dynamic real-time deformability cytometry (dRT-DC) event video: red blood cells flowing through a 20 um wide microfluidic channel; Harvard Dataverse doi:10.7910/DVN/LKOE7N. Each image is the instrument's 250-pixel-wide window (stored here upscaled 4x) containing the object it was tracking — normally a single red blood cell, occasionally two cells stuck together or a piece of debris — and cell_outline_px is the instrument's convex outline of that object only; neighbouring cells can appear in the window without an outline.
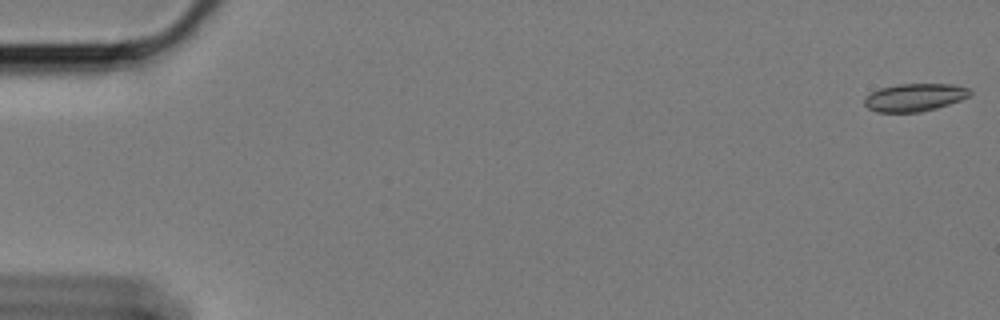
{"species": "Egyptian fruit bat (a non-hibernating species)", "species_latin": "Rousettus aegyptiacus", "temperature_condition": "cold", "stored_images_in_passage": 59, "camera_frame_rate_fps": 3000, "um_per_image_px": 0.085, "animal": {"sex": "female"}, "frame": {"image": 1, "passage_image": 1, "time_ms": 0.0, "image_size_px": [1000, 320], "cell_outline_px": [[972, 92], [968, 96], [960, 100], [936, 108], [920, 112], [876, 112], [868, 108], [864, 104], [864, 100], [872, 92], [880, 88], [900, 84], [956, 84], [968, 88]], "centroid_in_image_um": [77.75, 8.27], "position_along_channel_um": 7.2, "area_um2": 16.94}}
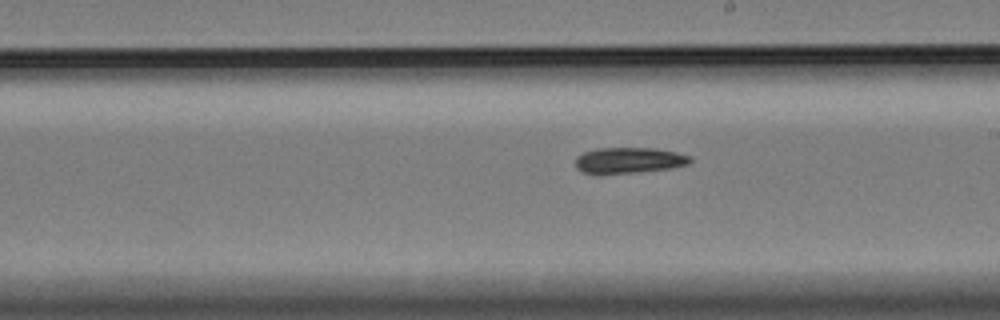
{"frame": {"image": 2, "passage_image": 34, "time_ms": 11.0, "image_size_px": [1000, 320], "cell_outline_px": [[692, 160], [688, 164], [672, 168], [600, 176], [596, 176], [580, 172], [576, 168], [576, 156], [584, 152], [596, 148], [656, 148], [676, 152], [692, 156]], "centroid_in_image_um": [53.4, 13.65], "position_along_channel_um": 235.6, "area_um2": 17.92}}
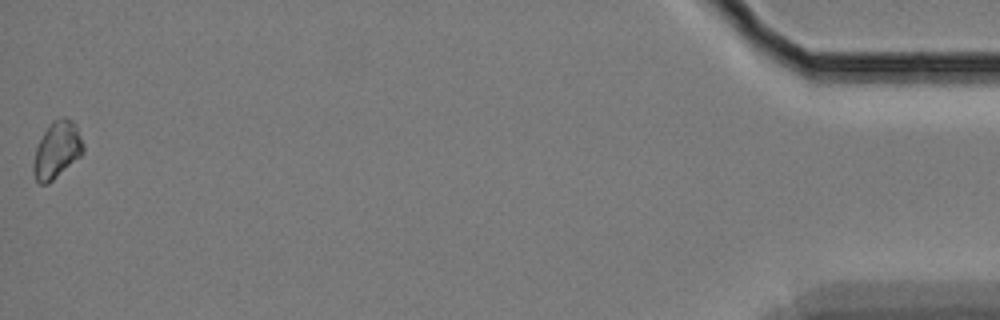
{"frame": {"image": 3, "passage_image": 59, "time_ms": 19.333, "image_size_px": [1000, 320], "cell_outline_px": [[84, 152], [80, 156], [48, 184], [40, 184], [36, 180], [32, 172], [32, 164], [36, 148], [44, 132], [52, 120], [60, 116], [64, 116], [72, 120], [84, 144]], "centroid_in_image_um": [4.82, 12.74], "position_along_channel_um": 430.4, "area_um2": 16.42}, "authors_computed_cell_mechanics": {"area_um2": 17.1666, "velocity_mm_per_s": 3.4133, "shape_relaxation_time_tau1_ms": 3.354, "shape_relaxation_time_tau2_ms": null, "deformation_change_tau1": 0.0848, "deformation_change_tau2": null}}